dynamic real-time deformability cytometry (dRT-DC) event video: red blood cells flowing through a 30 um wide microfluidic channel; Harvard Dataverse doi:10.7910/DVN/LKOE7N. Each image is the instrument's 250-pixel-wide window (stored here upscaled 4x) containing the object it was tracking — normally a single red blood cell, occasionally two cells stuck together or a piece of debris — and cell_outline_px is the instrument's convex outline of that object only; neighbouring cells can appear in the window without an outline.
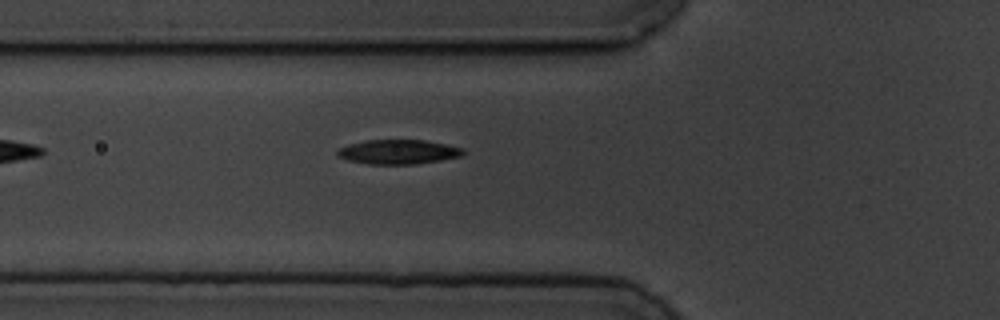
{"species": "common noctule bat (a hibernating species)", "species_latin": "Nyctalus noctula", "temperature_condition": "cold", "stored_images_in_passage": 6, "camera_frame_rate_fps": 3000, "um_per_image_px": 0.085, "animal": {"sex": "male", "body_mass_g": 19.5, "forearm_length_mm": 54.6}, "frame": {"image": 1, "passage_image": 6, "time_ms": 6.0, "image_size_px": [1000, 320], "cell_outline_px": [[464, 152], [460, 156], [440, 160], [416, 164], [368, 164], [348, 160], [340, 156], [336, 152], [340, 148], [348, 144], [364, 140], [424, 140], [448, 144], [464, 148]], "centroid_in_image_um": [33.87, 12.9], "position_along_channel_um": 91.9, "area_um2": 17.86}}